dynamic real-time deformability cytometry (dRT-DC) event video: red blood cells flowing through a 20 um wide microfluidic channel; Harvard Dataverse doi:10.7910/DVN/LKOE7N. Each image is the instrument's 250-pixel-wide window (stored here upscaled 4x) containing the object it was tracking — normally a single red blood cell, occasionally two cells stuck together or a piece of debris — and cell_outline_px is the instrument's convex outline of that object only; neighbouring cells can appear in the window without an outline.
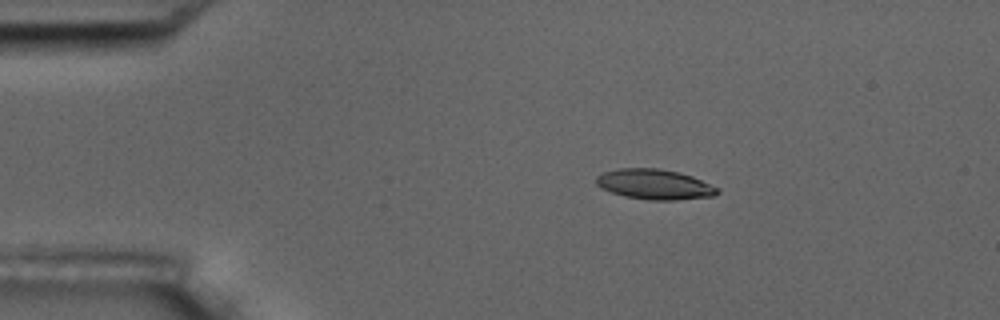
{"species": "common noctule bat (a hibernating species)", "species_latin": "Nyctalus noctula", "temperature_condition": "room temperature", "stored_images_in_passage": 5, "camera_frame_rate_fps": 3000, "um_per_image_px": 0.085, "animal": {"sex": "male", "body_mass_g": 17.5, "forearm_length_mm": 52.3}, "frame": {"image": 1, "passage_image": 2, "time_ms": 1.333, "image_size_px": [1000, 320], "cell_outline_px": [[720, 192], [716, 196], [676, 200], [648, 200], [624, 196], [600, 188], [596, 184], [596, 176], [604, 172], [616, 168], [660, 168], [680, 172], [692, 176], [720, 188]], "centroid_in_image_um": [55.66, 15.67], "position_along_channel_um": 29.3, "area_um2": 21.62}}
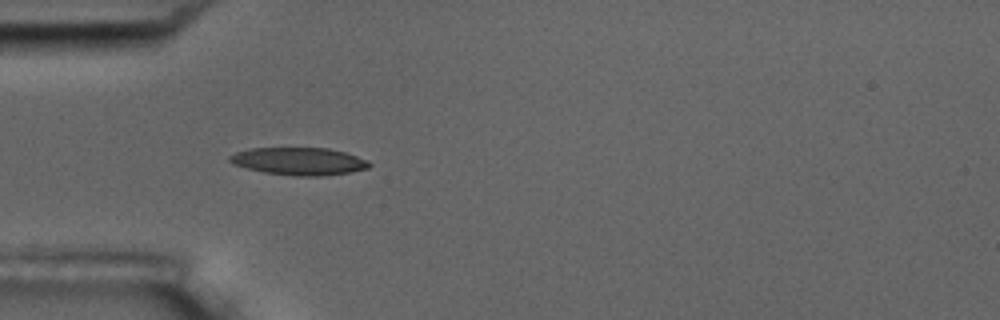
{"frame": {"image": 2, "passage_image": 4, "time_ms": 3.667, "image_size_px": [1000, 320], "cell_outline_px": [[372, 164], [368, 168], [352, 172], [320, 176], [296, 176], [264, 172], [232, 164], [228, 160], [228, 156], [236, 152], [252, 148], [328, 148], [344, 152], [368, 160]], "centroid_in_image_um": [25.42, 13.71], "position_along_channel_um": 59.6, "area_um2": 22.37}}